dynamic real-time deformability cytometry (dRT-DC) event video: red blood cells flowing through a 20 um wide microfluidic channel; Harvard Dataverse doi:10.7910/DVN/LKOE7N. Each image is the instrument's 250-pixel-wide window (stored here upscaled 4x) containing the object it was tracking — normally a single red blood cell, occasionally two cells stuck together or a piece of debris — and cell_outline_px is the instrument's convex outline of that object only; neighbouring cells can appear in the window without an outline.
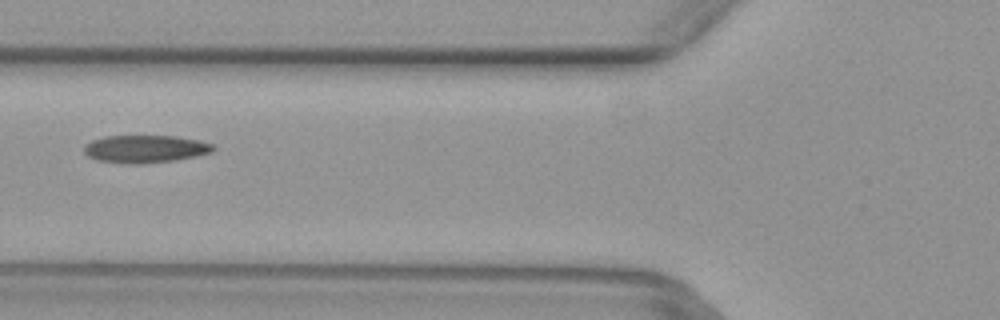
{"species": "common noctule bat (a hibernating species)", "species_latin": "Nyctalus noctula", "temperature_condition": "warm", "stored_images_in_passage": 5, "camera_frame_rate_fps": 3000, "um_per_image_px": 0.085, "animal": {"sex": "female", "body_mass_g": 29.2, "forearm_length_mm": 56.3}, "frame": {"image": 1, "passage_image": 4, "time_ms": 1.0, "image_size_px": [1000, 320], "cell_outline_px": [[216, 148], [212, 152], [196, 156], [176, 160], [140, 164], [132, 164], [96, 160], [88, 156], [84, 152], [84, 144], [92, 140], [104, 136], [176, 136], [200, 140], [216, 144]], "centroid_in_image_um": [12.38, 12.65], "position_along_channel_um": 113.4, "area_um2": 21.04}}
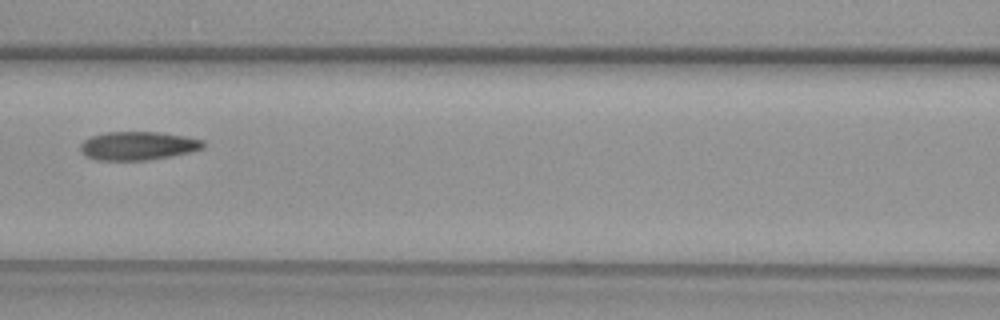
{"frame": {"image": 2, "passage_image": 5, "time_ms": 1.333, "image_size_px": [1000, 320], "cell_outline_px": [[204, 148], [188, 152], [168, 156], [144, 160], [96, 160], [88, 156], [80, 148], [80, 144], [84, 140], [92, 136], [104, 132], [160, 132], [184, 136], [204, 140]], "centroid_in_image_um": [11.72, 12.38], "position_along_channel_um": 154.9, "area_um2": 20.11}}